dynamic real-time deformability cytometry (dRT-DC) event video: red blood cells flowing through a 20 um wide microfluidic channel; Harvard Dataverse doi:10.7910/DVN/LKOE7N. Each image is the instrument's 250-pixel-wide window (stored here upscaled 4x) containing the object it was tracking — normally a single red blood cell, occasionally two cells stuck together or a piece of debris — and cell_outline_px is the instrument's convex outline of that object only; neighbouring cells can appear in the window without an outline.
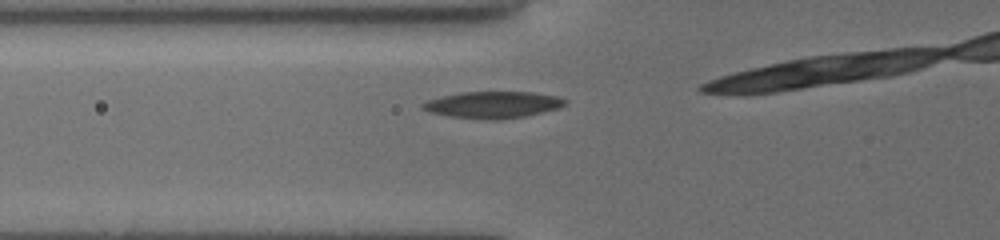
{"species": "common noctule bat (a hibernating species)", "species_latin": "Nyctalus noctula", "temperature_condition": "cold", "stored_images_in_passage": 6, "camera_frame_rate_fps": 3000, "um_per_image_px": 0.085, "animal": {"sex": "female", "body_mass_g": 19.5, "forearm_length_mm": 54.1}, "frame": {"image": 1, "passage_image": 2, "time_ms": 0.333, "image_size_px": [1000, 240], "cell_outline_px": [[568, 100], [560, 108], [524, 116], [500, 120], [484, 120], [448, 116], [428, 112], [420, 108], [420, 104], [428, 100], [460, 92], [532, 92], [556, 96]], "centroid_in_image_um": [41.86, 8.91], "position_along_channel_um": 83.9, "area_um2": 22.25}}
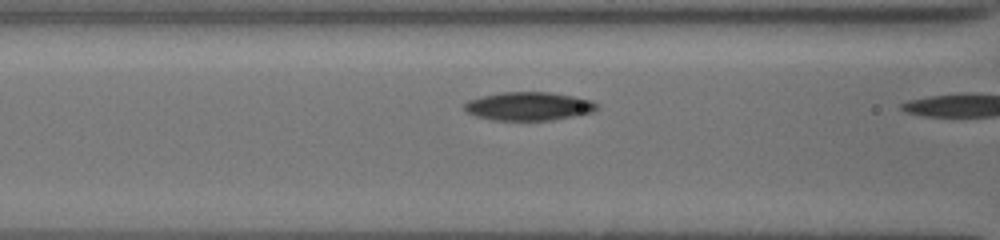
{"frame": {"image": 2, "passage_image": 5, "time_ms": 1.333, "image_size_px": [1000, 240], "cell_outline_px": [[600, 108], [592, 112], [576, 116], [552, 120], [492, 120], [476, 116], [464, 112], [464, 104], [468, 100], [480, 96], [500, 92], [548, 92], [572, 96], [592, 100], [600, 104]], "centroid_in_image_um": [44.95, 9.03], "position_along_channel_um": 121.7, "area_um2": 22.25}}